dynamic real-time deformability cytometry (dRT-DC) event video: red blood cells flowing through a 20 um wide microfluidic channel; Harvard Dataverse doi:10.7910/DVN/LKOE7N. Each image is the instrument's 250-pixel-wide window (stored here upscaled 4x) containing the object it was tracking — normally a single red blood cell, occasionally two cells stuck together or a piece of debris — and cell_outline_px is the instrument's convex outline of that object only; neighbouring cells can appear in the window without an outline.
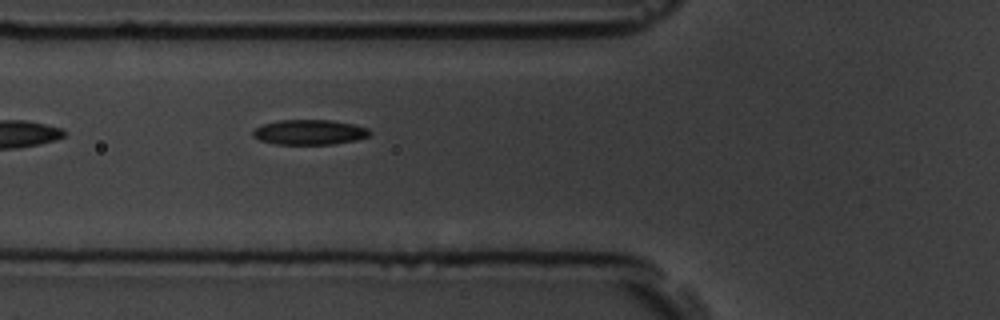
{"species": "common noctule bat (a hibernating species)", "species_latin": "Nyctalus noctula", "temperature_condition": "room temperature", "stored_images_in_passage": 6, "camera_frame_rate_fps": 3000, "um_per_image_px": 0.085, "animal": {"sex": "male", "body_mass_g": 19.5, "forearm_length_mm": 54.6}, "frame": {"image": 1, "passage_image": 6, "time_ms": 6.333, "image_size_px": [1000, 320], "cell_outline_px": [[372, 132], [368, 136], [356, 140], [332, 144], [276, 144], [260, 140], [252, 136], [252, 132], [256, 128], [264, 124], [280, 120], [332, 120], [352, 124], [368, 128]], "centroid_in_image_um": [26.32, 11.23], "position_along_channel_um": 99.5, "area_um2": 16.94}}